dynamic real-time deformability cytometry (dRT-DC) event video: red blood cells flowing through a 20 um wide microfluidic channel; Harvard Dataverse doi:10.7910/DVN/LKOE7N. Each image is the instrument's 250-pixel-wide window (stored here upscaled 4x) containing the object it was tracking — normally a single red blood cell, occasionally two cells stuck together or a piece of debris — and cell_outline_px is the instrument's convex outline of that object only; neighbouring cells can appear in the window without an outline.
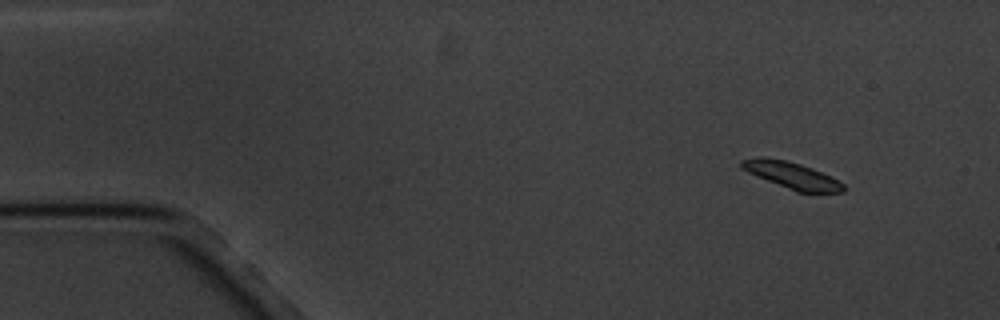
{"species": "common noctule bat (a hibernating species)", "species_latin": "Nyctalus noctula", "temperature_condition": "cold", "stored_images_in_passage": 4, "camera_frame_rate_fps": 3000, "um_per_image_px": 0.085, "animal": {"sex": "male", "body_mass_g": 20.1, "forearm_length_mm": 53.5}, "frame": {"image": 1, "passage_image": 1, "time_ms": 0.0, "image_size_px": [1000, 320], "cell_outline_px": [[844, 192], [796, 192], [748, 172], [740, 168], [740, 160], [756, 156], [764, 156], [788, 160], [812, 168], [832, 176], [844, 184]], "centroid_in_image_um": [67.28, 14.87], "position_along_channel_um": 17.7, "area_um2": 15.95}}
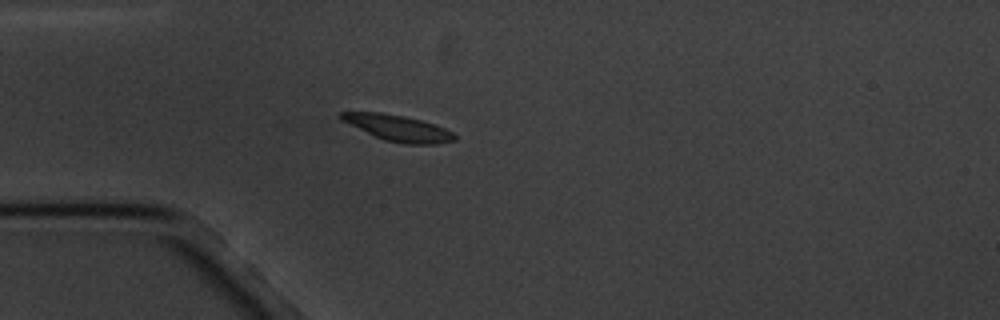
{"frame": {"image": 2, "passage_image": 4, "time_ms": 3.333, "image_size_px": [1000, 320], "cell_outline_px": [[456, 140], [436, 144], [404, 144], [384, 140], [340, 120], [336, 116], [340, 112], [380, 112], [404, 116], [420, 120], [444, 128], [452, 132], [456, 136]], "centroid_in_image_um": [33.8, 10.88], "position_along_channel_um": 51.2, "area_um2": 17.11}}